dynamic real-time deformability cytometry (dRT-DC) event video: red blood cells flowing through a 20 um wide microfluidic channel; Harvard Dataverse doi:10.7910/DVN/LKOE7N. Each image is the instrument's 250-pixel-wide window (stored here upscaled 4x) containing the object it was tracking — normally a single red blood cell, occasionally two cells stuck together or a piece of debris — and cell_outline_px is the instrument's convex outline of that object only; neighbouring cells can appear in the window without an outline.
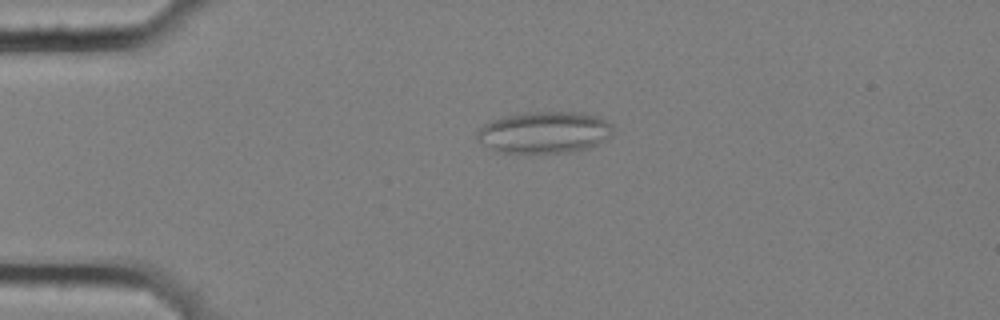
{"species": "common noctule bat (a hibernating species)", "species_latin": "Nyctalus noctula", "temperature_condition": "cold", "stored_images_in_passage": 5, "camera_frame_rate_fps": 3000, "um_per_image_px": 0.085, "animal": {"sex": "female", "body_mass_g": 25.1}, "frame": {"image": 1, "passage_image": 4, "time_ms": 1.0, "image_size_px": [1000, 320], "cell_outline_px": [[612, 136], [588, 148], [568, 152], [496, 152], [488, 148], [476, 140], [476, 132], [484, 124], [492, 120], [516, 112], [584, 112], [596, 116], [612, 124]], "centroid_in_image_um": [46.23, 11.24], "position_along_channel_um": 38.8, "area_um2": 33.18}}